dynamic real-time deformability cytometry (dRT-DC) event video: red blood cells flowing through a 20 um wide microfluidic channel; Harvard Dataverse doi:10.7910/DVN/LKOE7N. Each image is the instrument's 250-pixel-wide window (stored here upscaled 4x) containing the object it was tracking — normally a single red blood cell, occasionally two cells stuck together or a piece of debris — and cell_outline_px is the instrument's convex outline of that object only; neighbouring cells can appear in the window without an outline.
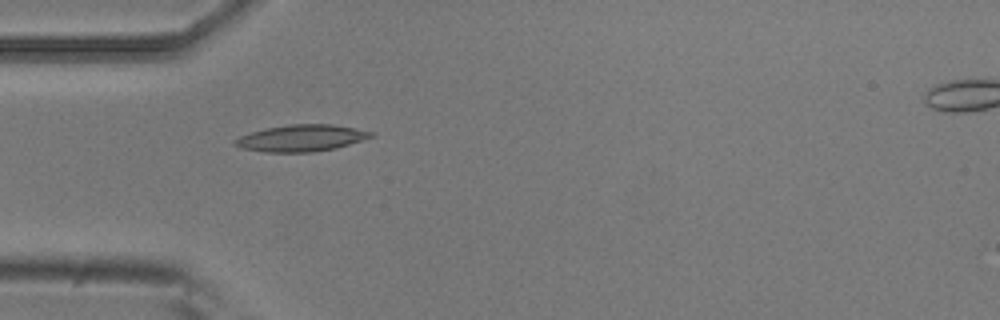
{"species": "common noctule bat (a hibernating species)", "species_latin": "Nyctalus noctula", "temperature_condition": "room temperature", "stored_images_in_passage": 6, "camera_frame_rate_fps": 3000, "um_per_image_px": 0.085, "animal": {"sex": "male", "body_mass_g": 20.5, "forearm_length_mm": 52.5}, "frame": {"image": 1, "passage_image": 5, "time_ms": 1.333, "image_size_px": [1000, 320], "cell_outline_px": [[376, 136], [336, 148], [312, 152], [264, 152], [240, 148], [232, 144], [232, 140], [240, 136], [264, 128], [288, 124], [332, 124], [356, 128], [376, 132]], "centroid_in_image_um": [25.62, 11.73], "position_along_channel_um": 59.4, "area_um2": 21.44}}